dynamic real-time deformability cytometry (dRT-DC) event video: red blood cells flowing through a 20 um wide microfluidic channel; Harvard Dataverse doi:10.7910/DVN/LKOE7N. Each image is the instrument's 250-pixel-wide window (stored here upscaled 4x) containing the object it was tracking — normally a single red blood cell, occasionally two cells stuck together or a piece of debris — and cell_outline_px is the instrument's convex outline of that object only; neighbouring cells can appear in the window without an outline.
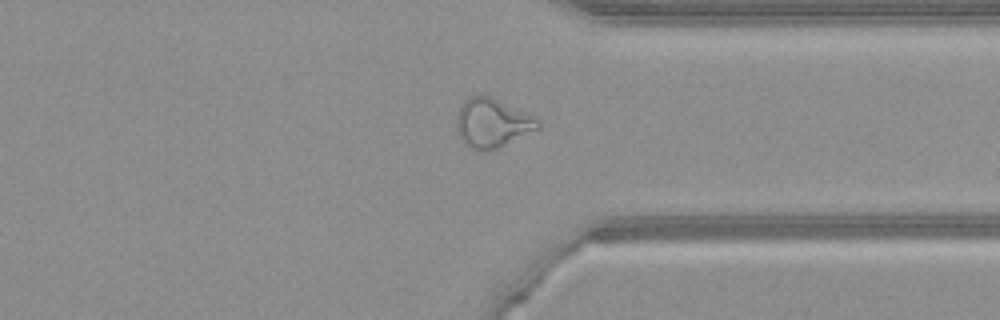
{"species": "common noctule bat (a hibernating species)", "species_latin": "Nyctalus noctula", "temperature_condition": "warm", "stored_images_in_passage": 52, "camera_frame_rate_fps": 3000, "um_per_image_px": 0.085, "animal": {"sex": "female", "body_mass_g": 21.9}, "frame": {"image": 1, "passage_image": 39, "time_ms": 12.667, "image_size_px": [1000, 320], "cell_outline_px": [[540, 128], [496, 148], [472, 148], [464, 144], [456, 128], [456, 116], [464, 100], [468, 96], [488, 96], [536, 116], [540, 120]], "centroid_in_image_um": [41.85, 10.42], "position_along_channel_um": 369.6, "area_um2": 22.72}}
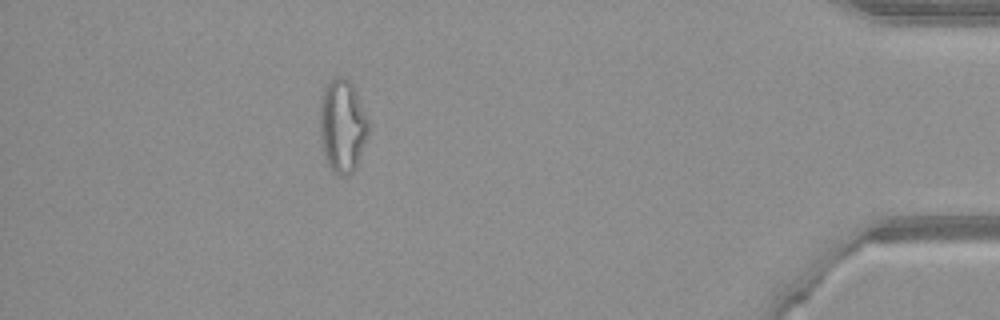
{"frame": {"image": 2, "passage_image": 46, "time_ms": 15.0, "image_size_px": [1000, 320], "cell_outline_px": [[368, 136], [356, 168], [348, 176], [340, 176], [328, 164], [320, 140], [320, 96], [324, 88], [336, 76], [340, 76], [348, 80], [352, 84], [368, 120]], "centroid_in_image_um": [29.1, 10.71], "position_along_channel_um": 406.1, "area_um2": 26.18}}